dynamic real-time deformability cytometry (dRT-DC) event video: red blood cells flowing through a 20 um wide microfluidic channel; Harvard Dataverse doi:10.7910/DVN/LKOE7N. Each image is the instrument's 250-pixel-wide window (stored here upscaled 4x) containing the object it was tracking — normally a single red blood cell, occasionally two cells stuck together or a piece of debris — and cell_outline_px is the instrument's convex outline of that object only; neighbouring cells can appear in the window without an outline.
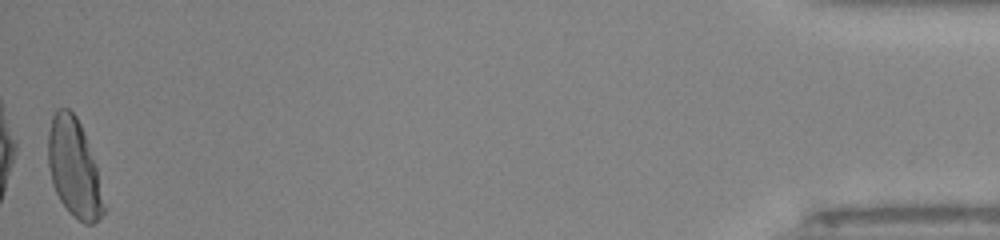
{"species": "human", "species_latin": "Homo sapiens", "temperature_condition": "room temperature", "stored_images_in_passage": 39, "camera_frame_rate_fps": 3000, "um_per_image_px": 0.085, "donor": {"sex": "male"}, "frame": {"image": 1, "passage_image": 39, "time_ms": 12.667, "image_size_px": [1000, 240], "cell_outline_px": [[108, 208], [92, 224], [84, 224], [68, 212], [60, 200], [52, 184], [48, 164], [48, 132], [52, 116], [56, 108], [68, 108], [76, 116], [84, 132], [96, 164]], "centroid_in_image_um": [6.32, 14.31], "position_along_channel_um": 428.9, "area_um2": 32.37}, "authors_computed_cell_mechanics": {"area_um2": 32.2524, "velocity_mm_per_s": 3.9857, "shape_relaxation_time_tau1_ms": 2.611, "shape_relaxation_time_tau2_ms": 0.7845, "deformation_change_tau1": 0.1465, "deformation_change_tau2": 0.044}}